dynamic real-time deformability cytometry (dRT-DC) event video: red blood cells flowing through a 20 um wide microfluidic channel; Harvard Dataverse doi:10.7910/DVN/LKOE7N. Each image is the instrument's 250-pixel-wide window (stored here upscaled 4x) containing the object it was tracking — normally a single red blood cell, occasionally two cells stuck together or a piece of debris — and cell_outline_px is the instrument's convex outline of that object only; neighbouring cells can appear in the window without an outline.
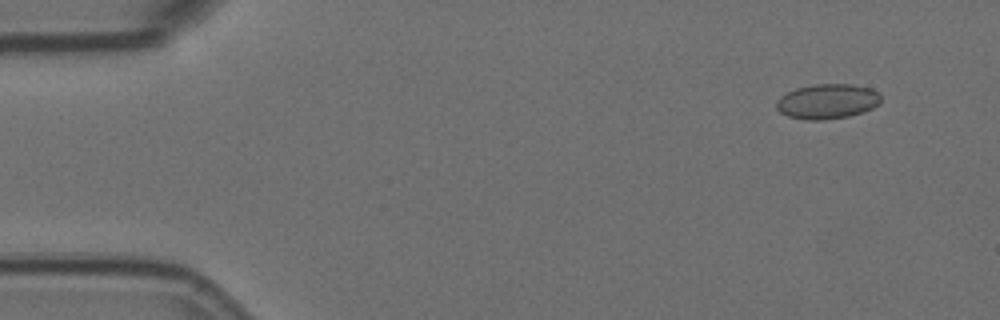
{"species": "Egyptian fruit bat (a non-hibernating species)", "species_latin": "Rousettus aegyptiacus", "temperature_condition": "room temperature", "stored_images_in_passage": 58, "camera_frame_rate_fps": 3000, "um_per_image_px": 0.085, "animal": {"sex": "female"}, "frame": {"image": 1, "passage_image": 5, "time_ms": 1.333, "image_size_px": [1000, 320], "cell_outline_px": [[880, 104], [864, 112], [848, 116], [820, 120], [804, 120], [788, 116], [780, 112], [776, 108], [776, 100], [780, 96], [796, 88], [812, 84], [852, 84], [872, 88], [880, 96]], "centroid_in_image_um": [70.31, 8.61], "position_along_channel_um": 14.7, "area_um2": 21.39}}
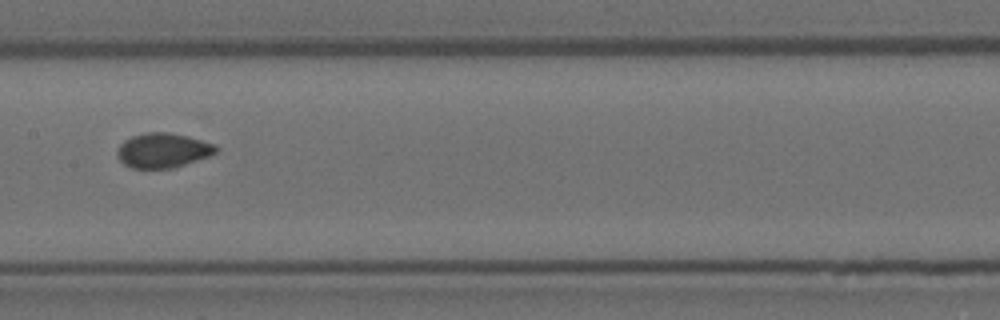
{"frame": {"image": 2, "passage_image": 29, "time_ms": 9.333, "image_size_px": [1000, 320], "cell_outline_px": [[220, 148], [216, 152], [208, 156], [172, 168], [132, 168], [124, 164], [120, 160], [116, 152], [120, 144], [124, 140], [132, 136], [148, 132], [164, 132], [188, 136], [212, 144]], "centroid_in_image_um": [13.81, 12.78], "position_along_channel_um": 193.6, "area_um2": 19.65}}
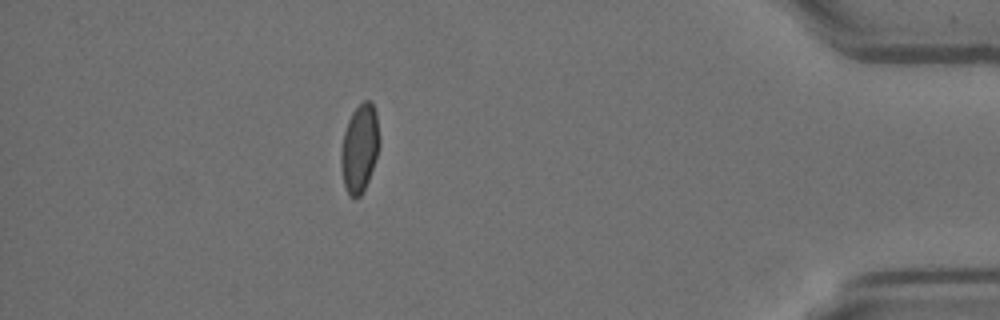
{"frame": {"image": 3, "passage_image": 51, "time_ms": 16.667, "image_size_px": [1000, 320], "cell_outline_px": [[380, 144], [368, 180], [360, 196], [356, 200], [348, 196], [344, 184], [340, 168], [340, 152], [344, 132], [348, 120], [352, 112], [364, 100], [368, 100], [372, 104], [376, 112], [380, 136]], "centroid_in_image_um": [30.55, 12.62], "position_along_channel_um": 404.7, "area_um2": 19.83}, "authors_computed_cell_mechanics": {"area_um2": 19.8254, "velocity_mm_per_s": 3.5524, "shape_relaxation_time_tau1_ms": null, "shape_relaxation_time_tau2_ms": 1.0843, "deformation_change_tau1": null, "deformation_change_tau2": 0.0407}}